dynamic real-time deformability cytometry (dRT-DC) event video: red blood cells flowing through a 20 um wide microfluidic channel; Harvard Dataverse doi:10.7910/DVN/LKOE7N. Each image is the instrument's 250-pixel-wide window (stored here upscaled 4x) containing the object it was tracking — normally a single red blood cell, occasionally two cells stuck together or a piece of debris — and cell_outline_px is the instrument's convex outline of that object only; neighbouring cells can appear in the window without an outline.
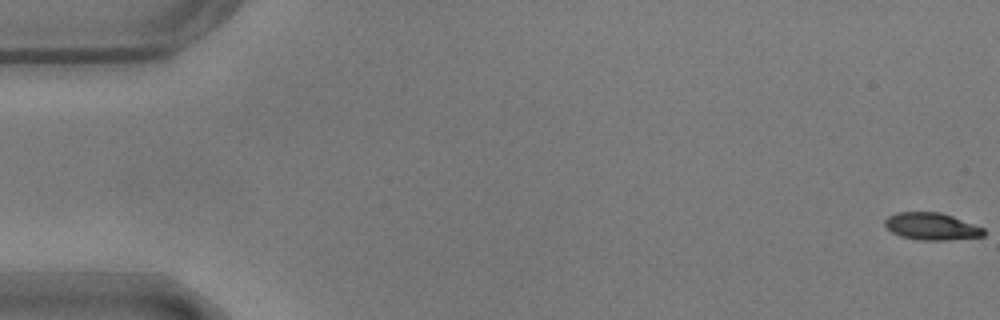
{"species": "common noctule bat (a hibernating species)", "species_latin": "Nyctalus noctula", "temperature_condition": "warm", "stored_images_in_passage": 57, "segment_of_instrument_passage": [1, 2], "camera_frame_rate_fps": 3000, "um_per_image_px": 0.085, "animal": {"sex": "male", "body_mass_g": 17.9}, "frame": {"image": 1, "passage_image": 1, "time_ms": 0.0, "image_size_px": [1000, 320], "cell_outline_px": [[984, 236], [944, 240], [920, 240], [900, 236], [892, 232], [884, 224], [884, 220], [888, 216], [896, 212], [940, 212], [952, 216], [984, 228]], "centroid_in_image_um": [79.16, 19.24], "position_along_channel_um": 5.8, "area_um2": 15.55}}
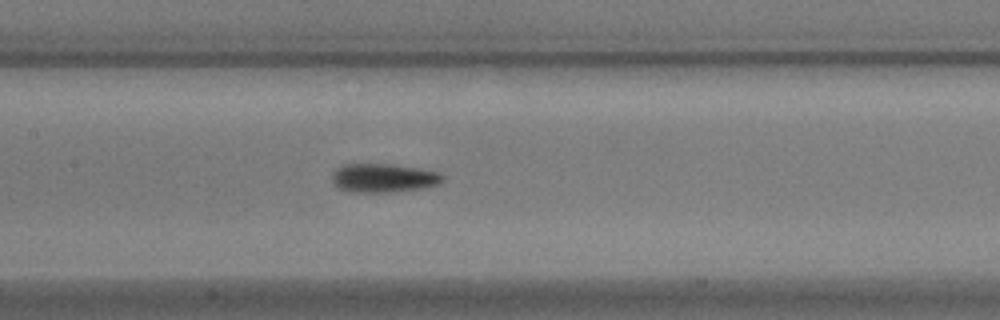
{"frame": {"image": 2, "passage_image": 27, "time_ms": 8.667, "image_size_px": [1000, 320], "cell_outline_px": [[444, 180], [440, 184], [420, 188], [388, 192], [352, 192], [340, 188], [332, 180], [332, 172], [340, 164], [392, 164], [440, 172], [444, 176]], "centroid_in_image_um": [32.59, 15.11], "position_along_channel_um": 174.8, "area_um2": 18.5}}
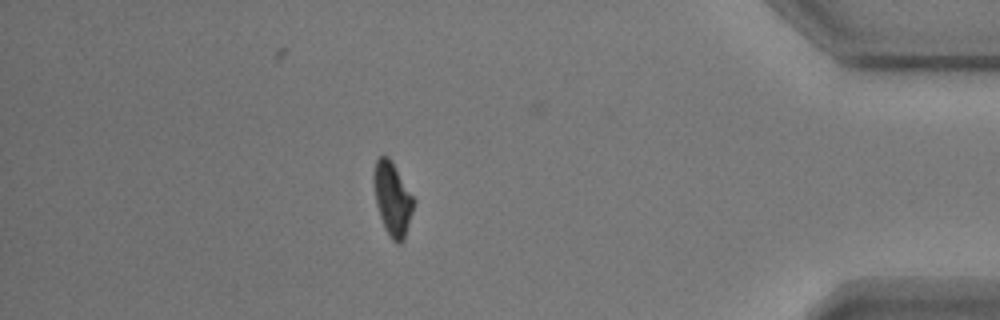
{"frame": {"image": 3, "passage_image": 49, "time_ms": 16.0, "image_size_px": [1000, 320], "cell_outline_px": [[416, 200], [404, 240], [400, 244], [396, 244], [392, 240], [384, 228], [376, 204], [372, 180], [372, 172], [376, 160], [380, 156], [388, 156], [392, 160]], "centroid_in_image_um": [33.35, 16.88], "position_along_channel_um": 401.8, "area_um2": 17.51}}